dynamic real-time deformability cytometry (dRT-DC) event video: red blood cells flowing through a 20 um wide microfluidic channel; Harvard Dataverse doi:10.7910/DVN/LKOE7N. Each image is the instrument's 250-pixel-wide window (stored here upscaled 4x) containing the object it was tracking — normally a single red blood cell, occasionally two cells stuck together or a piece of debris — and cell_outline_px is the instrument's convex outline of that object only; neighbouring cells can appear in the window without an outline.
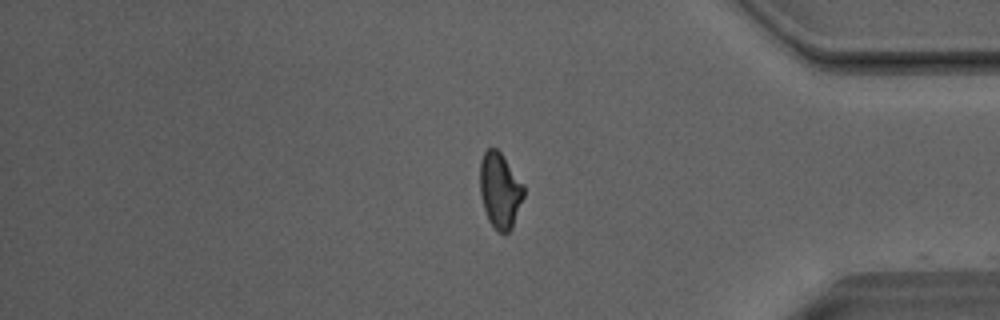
{"species": "Egyptian fruit bat (a non-hibernating species)", "species_latin": "Rousettus aegyptiacus", "temperature_condition": "room temperature", "stored_images_in_passage": 46, "segment_of_instrument_passage": [2, 2], "camera_frame_rate_fps": 3000, "um_per_image_px": 0.085, "animal": {"sex": "male"}, "frame": {"image": 1, "passage_image": 46, "time_ms": 15.0, "image_size_px": [1000, 320], "cell_outline_px": [[524, 196], [512, 228], [504, 236], [488, 220], [484, 208], [480, 192], [480, 160], [484, 152], [488, 148], [496, 148], [500, 152], [524, 184]], "centroid_in_image_um": [42.5, 16.18], "position_along_channel_um": 392.7, "area_um2": 19.25}}